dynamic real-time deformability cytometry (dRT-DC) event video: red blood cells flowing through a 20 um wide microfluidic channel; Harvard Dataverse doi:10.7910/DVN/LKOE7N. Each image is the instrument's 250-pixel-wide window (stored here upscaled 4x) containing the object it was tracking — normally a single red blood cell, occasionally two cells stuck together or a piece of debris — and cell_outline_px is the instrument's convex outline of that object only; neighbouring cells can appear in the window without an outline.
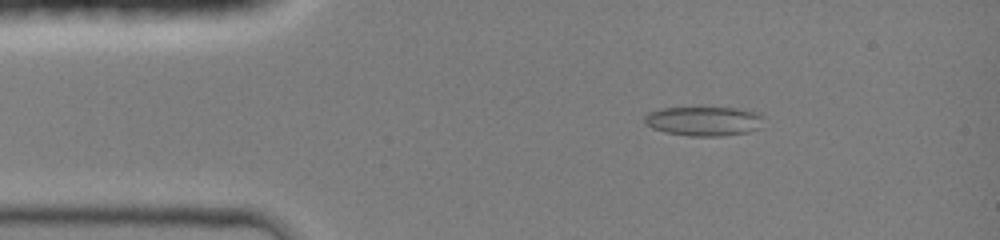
{"species": "common noctule bat (a hibernating species)", "species_latin": "Nyctalus noctula", "temperature_condition": "room temperature", "stored_images_in_passage": 45, "camera_frame_rate_fps": 3000, "um_per_image_px": 0.085, "animal": {"sex": "female", "body_mass_g": 19.0, "forearm_length_mm": 51.5}, "frame": {"image": 1, "passage_image": 7, "time_ms": 2.0, "image_size_px": [1000, 240], "cell_outline_px": [[764, 116], [756, 128], [748, 132], [720, 136], [692, 136], [664, 132], [652, 128], [644, 124], [644, 116], [648, 112], [660, 108], [700, 104], [740, 108], [760, 112]], "centroid_in_image_um": [59.77, 10.22], "position_along_channel_um": 25.2, "area_um2": 21.56}}
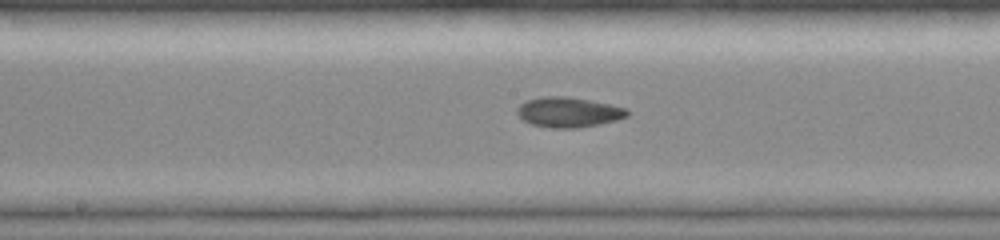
{"frame": {"image": 2, "passage_image": 23, "time_ms": 7.333, "image_size_px": [1000, 240], "cell_outline_px": [[628, 116], [616, 120], [576, 128], [548, 128], [532, 124], [524, 120], [516, 112], [516, 108], [520, 104], [528, 100], [544, 96], [568, 96], [592, 100], [628, 108]], "centroid_in_image_um": [48.32, 9.52], "position_along_channel_um": 199.9, "area_um2": 19.31}}
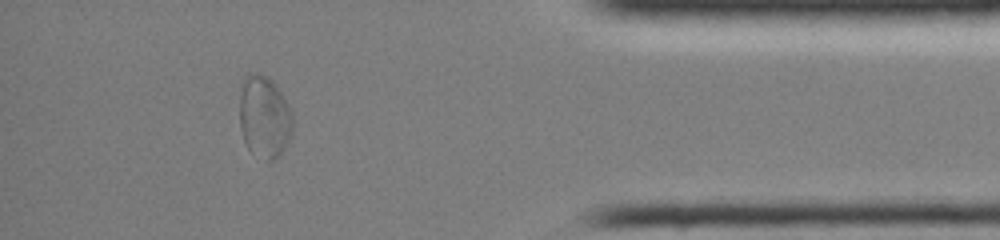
{"frame": {"image": 3, "passage_image": 40, "time_ms": 13.0, "image_size_px": [1000, 240], "cell_outline_px": [[292, 132], [284, 148], [272, 160], [264, 160], [252, 152], [244, 144], [240, 128], [240, 84], [248, 72], [256, 72], [268, 76], [276, 84], [292, 112]], "centroid_in_image_um": [22.43, 9.88], "position_along_channel_um": 412.8, "area_um2": 25.66}, "authors_computed_cell_mechanics": {"area_um2": 19.4786, "velocity_mm_per_s": 4.2249, "shape_relaxation_time_tau1_ms": 4.7938, "shape_relaxation_time_tau2_ms": 2.2366, "deformation_change_tau1": 0.1472, "deformation_change_tau2": 0.0705}}